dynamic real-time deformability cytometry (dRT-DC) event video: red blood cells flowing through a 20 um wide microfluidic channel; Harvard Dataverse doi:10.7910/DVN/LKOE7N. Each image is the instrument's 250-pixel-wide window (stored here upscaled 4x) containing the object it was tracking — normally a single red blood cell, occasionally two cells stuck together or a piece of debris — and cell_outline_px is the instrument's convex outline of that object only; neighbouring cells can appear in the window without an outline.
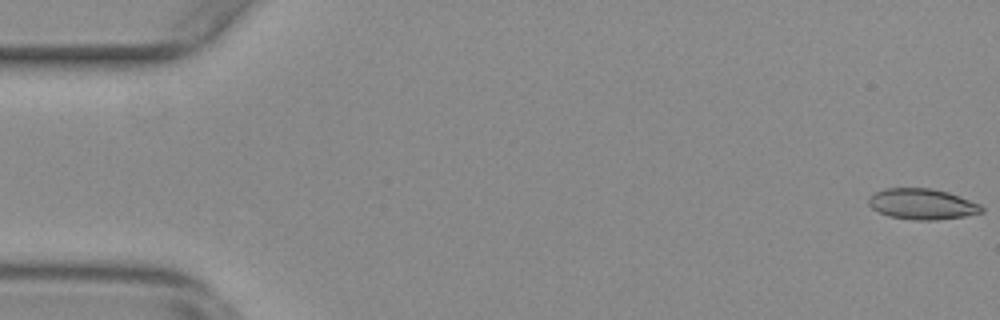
{"species": "common noctule bat (a hibernating species)", "species_latin": "Nyctalus noctula", "temperature_condition": "warm", "stored_images_in_passage": 53, "camera_frame_rate_fps": 3000, "um_per_image_px": 0.085, "animal": {"sex": "female", "body_mass_g": 29.2, "forearm_length_mm": 56.3}, "frame": {"image": 1, "passage_image": 1, "time_ms": 0.0, "image_size_px": [1000, 320], "cell_outline_px": [[984, 212], [964, 216], [936, 220], [912, 220], [888, 216], [872, 208], [868, 204], [868, 200], [876, 192], [884, 188], [928, 188], [948, 192], [960, 196], [980, 204], [984, 208]], "centroid_in_image_um": [78.4, 17.35], "position_along_channel_um": 6.6, "area_um2": 20.23}}
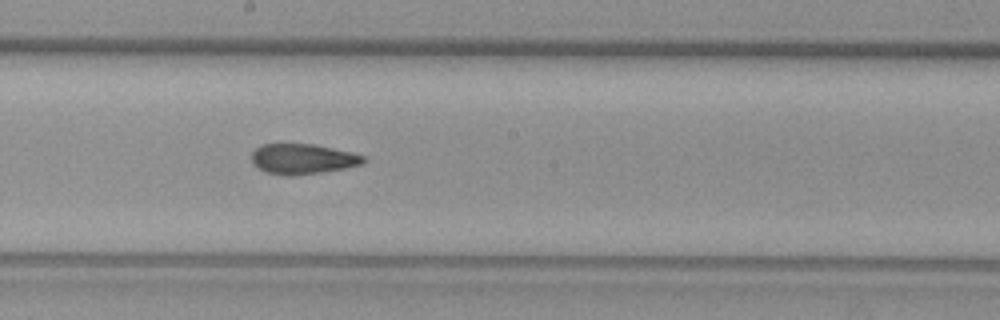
{"frame": {"image": 2, "passage_image": 30, "time_ms": 9.667, "image_size_px": [1000, 320], "cell_outline_px": [[368, 160], [364, 164], [344, 168], [320, 172], [292, 176], [288, 176], [264, 172], [256, 168], [252, 164], [252, 152], [260, 144], [312, 144], [352, 152], [364, 156]], "centroid_in_image_um": [25.71, 13.52], "position_along_channel_um": 222.5, "area_um2": 19.88}}
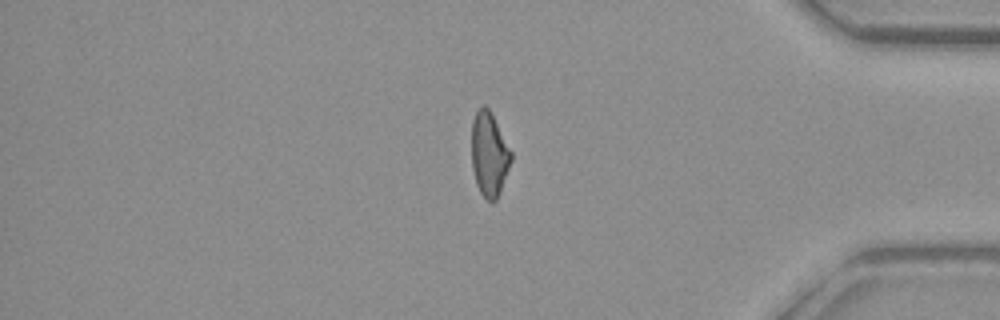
{"frame": {"image": 3, "passage_image": 46, "time_ms": 15.0, "image_size_px": [1000, 320], "cell_outline_px": [[512, 160], [500, 192], [496, 200], [488, 200], [480, 192], [476, 184], [472, 168], [472, 120], [476, 112], [484, 104], [492, 112], [512, 152]], "centroid_in_image_um": [41.59, 13.08], "position_along_channel_um": 393.6, "area_um2": 19.42}, "authors_computed_cell_mechanics": {"area_um2": 20.1144, "velocity_mm_per_s": 3.7882, "shape_relaxation_time_tau1_ms": null, "shape_relaxation_time_tau2_ms": 2.3885, "deformation_change_tau1": null, "deformation_change_tau2": 0.0896}}